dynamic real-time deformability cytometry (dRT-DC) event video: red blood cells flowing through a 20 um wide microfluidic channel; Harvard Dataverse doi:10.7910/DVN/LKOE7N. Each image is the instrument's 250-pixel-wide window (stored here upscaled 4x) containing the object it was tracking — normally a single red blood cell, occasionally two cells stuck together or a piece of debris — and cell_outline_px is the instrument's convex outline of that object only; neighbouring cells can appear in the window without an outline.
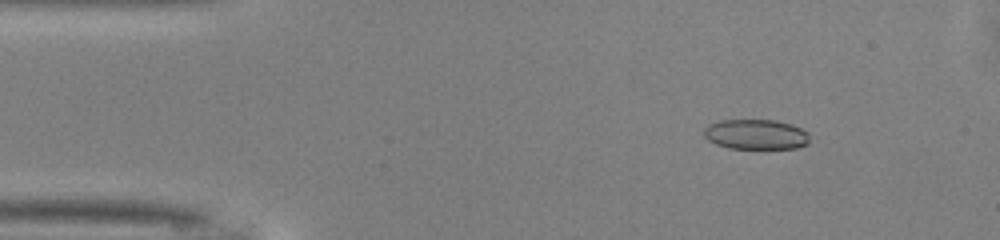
{"species": "common noctule bat (a hibernating species)", "species_latin": "Nyctalus noctula", "temperature_condition": "warm", "stored_images_in_passage": 44, "camera_frame_rate_fps": 3000, "um_per_image_px": 0.085, "animal": {"sex": "male", "body_mass_g": 13.0, "forearm_length_mm": 53.1}, "frame": {"image": 1, "passage_image": 1, "time_ms": 0.0, "image_size_px": [1000, 240], "cell_outline_px": [[808, 144], [796, 148], [728, 148], [716, 144], [708, 140], [704, 136], [704, 128], [708, 124], [720, 120], [776, 120], [792, 124], [808, 132]], "centroid_in_image_um": [64.24, 11.41], "position_along_channel_um": 20.8, "area_um2": 18.55}}
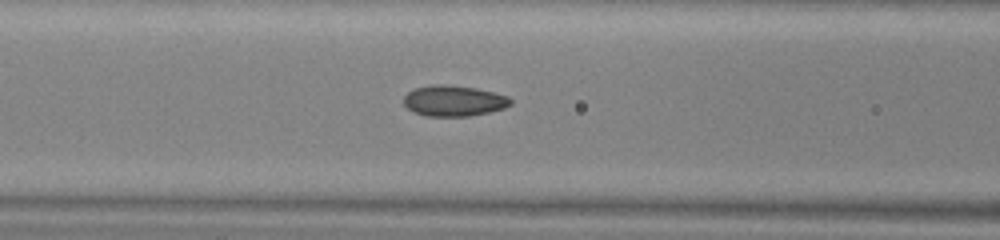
{"frame": {"image": 2, "passage_image": 14, "time_ms": 4.333, "image_size_px": [1000, 240], "cell_outline_px": [[512, 104], [504, 108], [488, 112], [468, 116], [428, 116], [416, 112], [408, 108], [404, 104], [404, 96], [412, 88], [432, 84], [444, 84], [476, 88], [508, 96], [512, 100]], "centroid_in_image_um": [38.56, 8.55], "position_along_channel_um": 128.0, "area_um2": 19.13}}
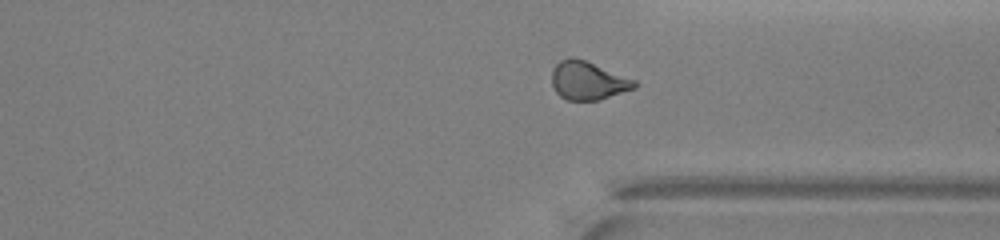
{"frame": {"image": 3, "passage_image": 31, "time_ms": 10.0, "image_size_px": [1000, 240], "cell_outline_px": [[640, 84], [636, 88], [600, 100], [568, 100], [560, 96], [556, 92], [552, 84], [552, 68], [560, 60], [568, 56], [572, 56], [584, 60], [636, 80]], "centroid_in_image_um": [49.98, 6.85], "position_along_channel_um": 361.4, "area_um2": 18.61}, "authors_computed_cell_mechanics": {"area_um2": 18.785, "velocity_mm_per_s": 4.1223, "shape_relaxation_time_tau1_ms": 5.5842, "shape_relaxation_time_tau2_ms": 1.9204, "deformation_change_tau1": 0.139, "deformation_change_tau2": 0.0702}}